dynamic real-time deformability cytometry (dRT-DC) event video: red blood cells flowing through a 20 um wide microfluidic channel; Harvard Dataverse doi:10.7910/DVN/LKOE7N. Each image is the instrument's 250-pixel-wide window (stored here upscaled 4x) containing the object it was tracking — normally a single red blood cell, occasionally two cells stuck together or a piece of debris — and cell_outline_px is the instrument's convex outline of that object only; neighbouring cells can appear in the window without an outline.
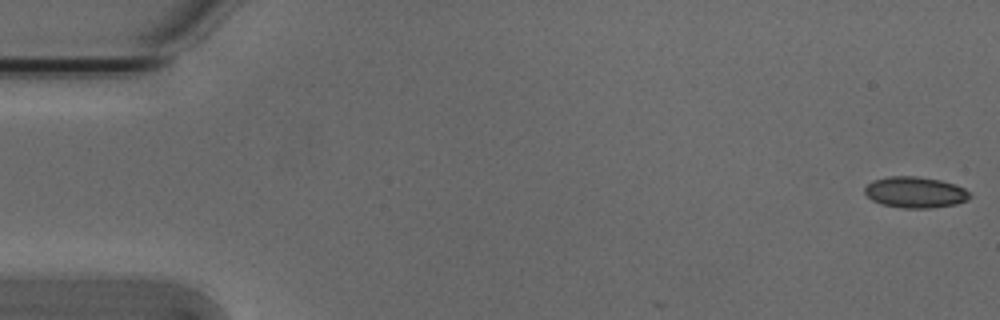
{"species": "Egyptian fruit bat (a non-hibernating species)", "species_latin": "Rousettus aegyptiacus", "temperature_condition": "cold", "stored_images_in_passage": 4, "camera_frame_rate_fps": 3000, "um_per_image_px": 0.085, "animal": {"sex": "male"}, "frame": {"image": 1, "passage_image": 1, "time_ms": 0.0, "image_size_px": [1000, 320], "cell_outline_px": [[972, 196], [968, 200], [956, 204], [932, 208], [904, 208], [880, 204], [872, 200], [864, 192], [864, 188], [872, 180], [888, 176], [916, 176], [940, 180], [964, 188]], "centroid_in_image_um": [77.78, 16.35], "position_along_channel_um": 7.2, "area_um2": 19.07}}